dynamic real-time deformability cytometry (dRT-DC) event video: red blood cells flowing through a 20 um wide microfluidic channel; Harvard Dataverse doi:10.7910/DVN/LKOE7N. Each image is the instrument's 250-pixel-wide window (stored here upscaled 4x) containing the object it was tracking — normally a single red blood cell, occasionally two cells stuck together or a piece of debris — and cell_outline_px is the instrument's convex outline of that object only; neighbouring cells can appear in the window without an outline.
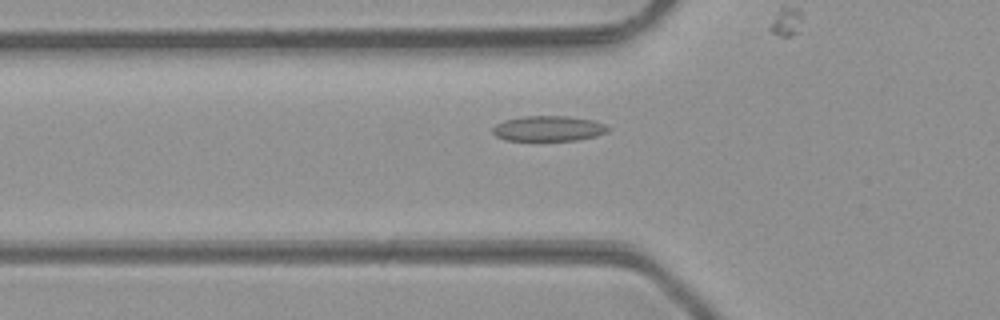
{"species": "common noctule bat (a hibernating species)", "species_latin": "Nyctalus noctula", "temperature_condition": "room temperature", "stored_images_in_passage": 28, "camera_frame_rate_fps": 3000, "um_per_image_px": 0.085, "animal": {"sex": "male", "body_mass_g": 23.1, "forearm_length_mm": 52.7}, "frame": {"image": 1, "passage_image": 14, "time_ms": 4.333, "image_size_px": [1000, 320], "cell_outline_px": [[612, 128], [608, 132], [596, 136], [576, 140], [504, 140], [496, 136], [492, 132], [492, 128], [496, 124], [504, 120], [524, 116], [568, 116], [596, 120]], "centroid_in_image_um": [46.65, 10.92], "position_along_channel_um": 79.1, "area_um2": 17.17}}
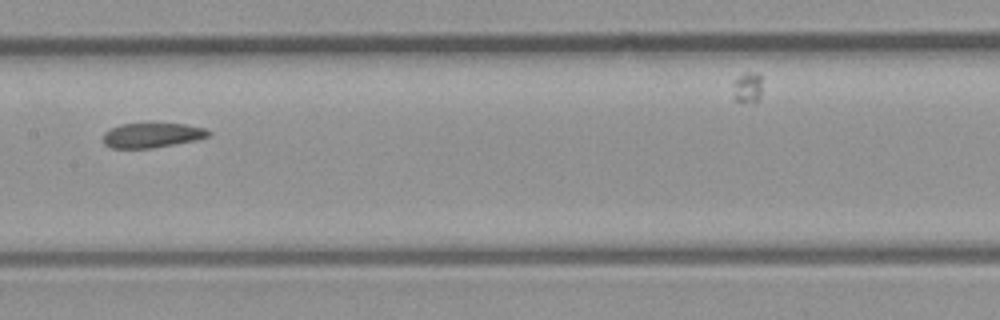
{"frame": {"image": 2, "passage_image": 22, "time_ms": 7.0, "image_size_px": [1000, 320], "cell_outline_px": [[212, 132], [208, 136], [196, 140], [152, 148], [112, 148], [104, 144], [104, 132], [120, 124], [152, 120], [184, 124], [204, 128]], "centroid_in_image_um": [12.92, 11.44], "position_along_channel_um": 194.5, "area_um2": 15.9}}
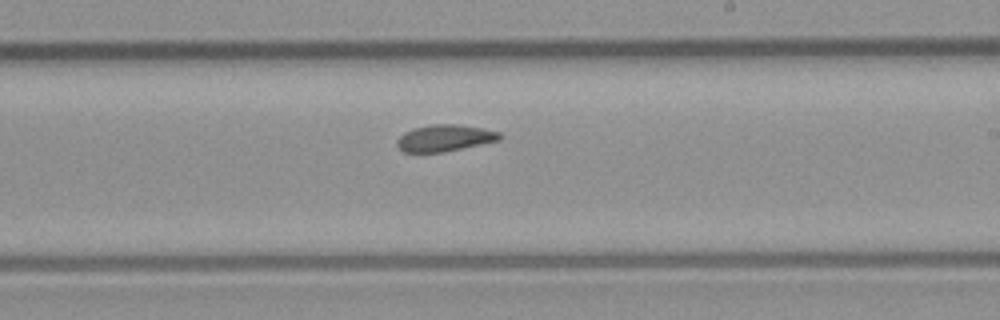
{"frame": {"image": 3, "passage_image": 26, "time_ms": 8.333, "image_size_px": [1000, 320], "cell_outline_px": [[500, 140], [444, 152], [404, 152], [396, 144], [396, 140], [404, 132], [412, 128], [432, 124], [460, 124], [484, 128], [500, 132]], "centroid_in_image_um": [37.79, 11.72], "position_along_channel_um": 251.2, "area_um2": 16.01}}